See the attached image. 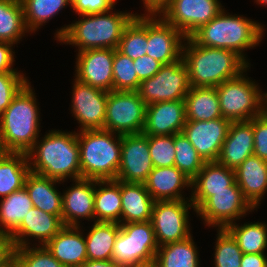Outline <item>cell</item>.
<instances>
[{
    "mask_svg": "<svg viewBox=\"0 0 267 267\" xmlns=\"http://www.w3.org/2000/svg\"><path fill=\"white\" fill-rule=\"evenodd\" d=\"M75 78L103 91L113 90L114 49H89L77 53Z\"/></svg>",
    "mask_w": 267,
    "mask_h": 267,
    "instance_id": "ac0fdd59",
    "label": "cell"
},
{
    "mask_svg": "<svg viewBox=\"0 0 267 267\" xmlns=\"http://www.w3.org/2000/svg\"><path fill=\"white\" fill-rule=\"evenodd\" d=\"M262 114L267 118V93H262Z\"/></svg>",
    "mask_w": 267,
    "mask_h": 267,
    "instance_id": "db71d44e",
    "label": "cell"
},
{
    "mask_svg": "<svg viewBox=\"0 0 267 267\" xmlns=\"http://www.w3.org/2000/svg\"><path fill=\"white\" fill-rule=\"evenodd\" d=\"M190 89L183 59L164 64L151 78L140 82L137 90L146 106L157 102L184 100Z\"/></svg>",
    "mask_w": 267,
    "mask_h": 267,
    "instance_id": "30bf717a",
    "label": "cell"
},
{
    "mask_svg": "<svg viewBox=\"0 0 267 267\" xmlns=\"http://www.w3.org/2000/svg\"><path fill=\"white\" fill-rule=\"evenodd\" d=\"M119 230V223L94 221L85 236L88 260H112L114 243Z\"/></svg>",
    "mask_w": 267,
    "mask_h": 267,
    "instance_id": "1f68e13d",
    "label": "cell"
},
{
    "mask_svg": "<svg viewBox=\"0 0 267 267\" xmlns=\"http://www.w3.org/2000/svg\"><path fill=\"white\" fill-rule=\"evenodd\" d=\"M21 2L25 25L30 33H35L44 23L58 15L60 10L67 8V5L70 7L72 5L70 0H21Z\"/></svg>",
    "mask_w": 267,
    "mask_h": 267,
    "instance_id": "74e56055",
    "label": "cell"
},
{
    "mask_svg": "<svg viewBox=\"0 0 267 267\" xmlns=\"http://www.w3.org/2000/svg\"><path fill=\"white\" fill-rule=\"evenodd\" d=\"M225 8L209 23L201 26L190 38L198 45L232 50L246 59L245 50L253 49L264 37V26L243 15L227 14Z\"/></svg>",
    "mask_w": 267,
    "mask_h": 267,
    "instance_id": "277c9868",
    "label": "cell"
},
{
    "mask_svg": "<svg viewBox=\"0 0 267 267\" xmlns=\"http://www.w3.org/2000/svg\"><path fill=\"white\" fill-rule=\"evenodd\" d=\"M136 74L140 81L153 77L162 67V63L151 56L144 55L134 60Z\"/></svg>",
    "mask_w": 267,
    "mask_h": 267,
    "instance_id": "7dc6e473",
    "label": "cell"
},
{
    "mask_svg": "<svg viewBox=\"0 0 267 267\" xmlns=\"http://www.w3.org/2000/svg\"><path fill=\"white\" fill-rule=\"evenodd\" d=\"M28 82V77L23 73L0 74V116Z\"/></svg>",
    "mask_w": 267,
    "mask_h": 267,
    "instance_id": "ee69618b",
    "label": "cell"
},
{
    "mask_svg": "<svg viewBox=\"0 0 267 267\" xmlns=\"http://www.w3.org/2000/svg\"><path fill=\"white\" fill-rule=\"evenodd\" d=\"M192 181L176 166L154 167L144 185L154 201L185 200V187Z\"/></svg>",
    "mask_w": 267,
    "mask_h": 267,
    "instance_id": "d4e9b609",
    "label": "cell"
},
{
    "mask_svg": "<svg viewBox=\"0 0 267 267\" xmlns=\"http://www.w3.org/2000/svg\"><path fill=\"white\" fill-rule=\"evenodd\" d=\"M81 226H64L44 246L65 267H80L87 258Z\"/></svg>",
    "mask_w": 267,
    "mask_h": 267,
    "instance_id": "cb8c5ba5",
    "label": "cell"
},
{
    "mask_svg": "<svg viewBox=\"0 0 267 267\" xmlns=\"http://www.w3.org/2000/svg\"><path fill=\"white\" fill-rule=\"evenodd\" d=\"M1 267H18L16 258L13 256L6 264Z\"/></svg>",
    "mask_w": 267,
    "mask_h": 267,
    "instance_id": "11a10c76",
    "label": "cell"
},
{
    "mask_svg": "<svg viewBox=\"0 0 267 267\" xmlns=\"http://www.w3.org/2000/svg\"><path fill=\"white\" fill-rule=\"evenodd\" d=\"M266 253H243L240 267H267Z\"/></svg>",
    "mask_w": 267,
    "mask_h": 267,
    "instance_id": "f907efd6",
    "label": "cell"
},
{
    "mask_svg": "<svg viewBox=\"0 0 267 267\" xmlns=\"http://www.w3.org/2000/svg\"><path fill=\"white\" fill-rule=\"evenodd\" d=\"M13 44L0 42V74L1 73H21L13 69L15 52L12 49Z\"/></svg>",
    "mask_w": 267,
    "mask_h": 267,
    "instance_id": "c3c4849f",
    "label": "cell"
},
{
    "mask_svg": "<svg viewBox=\"0 0 267 267\" xmlns=\"http://www.w3.org/2000/svg\"><path fill=\"white\" fill-rule=\"evenodd\" d=\"M146 13H158L169 0H142Z\"/></svg>",
    "mask_w": 267,
    "mask_h": 267,
    "instance_id": "816d5d0a",
    "label": "cell"
},
{
    "mask_svg": "<svg viewBox=\"0 0 267 267\" xmlns=\"http://www.w3.org/2000/svg\"><path fill=\"white\" fill-rule=\"evenodd\" d=\"M174 146L175 166L192 181L202 169L205 161L183 133L174 134Z\"/></svg>",
    "mask_w": 267,
    "mask_h": 267,
    "instance_id": "f35d334b",
    "label": "cell"
},
{
    "mask_svg": "<svg viewBox=\"0 0 267 267\" xmlns=\"http://www.w3.org/2000/svg\"><path fill=\"white\" fill-rule=\"evenodd\" d=\"M250 67L216 87L222 117L231 122L250 121L262 114L263 91L245 74Z\"/></svg>",
    "mask_w": 267,
    "mask_h": 267,
    "instance_id": "52a82bcc",
    "label": "cell"
},
{
    "mask_svg": "<svg viewBox=\"0 0 267 267\" xmlns=\"http://www.w3.org/2000/svg\"><path fill=\"white\" fill-rule=\"evenodd\" d=\"M7 151L5 150L3 143H2V138H1V130H0V156L5 155Z\"/></svg>",
    "mask_w": 267,
    "mask_h": 267,
    "instance_id": "6f0895ef",
    "label": "cell"
},
{
    "mask_svg": "<svg viewBox=\"0 0 267 267\" xmlns=\"http://www.w3.org/2000/svg\"><path fill=\"white\" fill-rule=\"evenodd\" d=\"M223 9L220 0H169L157 14L188 38Z\"/></svg>",
    "mask_w": 267,
    "mask_h": 267,
    "instance_id": "7c38bea8",
    "label": "cell"
},
{
    "mask_svg": "<svg viewBox=\"0 0 267 267\" xmlns=\"http://www.w3.org/2000/svg\"><path fill=\"white\" fill-rule=\"evenodd\" d=\"M186 198L187 200L154 201L151 223L159 247L192 235L188 209L195 211V207L191 202V196Z\"/></svg>",
    "mask_w": 267,
    "mask_h": 267,
    "instance_id": "8fae6325",
    "label": "cell"
},
{
    "mask_svg": "<svg viewBox=\"0 0 267 267\" xmlns=\"http://www.w3.org/2000/svg\"><path fill=\"white\" fill-rule=\"evenodd\" d=\"M145 115L146 104L137 91H109L103 130L119 135L140 134Z\"/></svg>",
    "mask_w": 267,
    "mask_h": 267,
    "instance_id": "9c48e42d",
    "label": "cell"
},
{
    "mask_svg": "<svg viewBox=\"0 0 267 267\" xmlns=\"http://www.w3.org/2000/svg\"><path fill=\"white\" fill-rule=\"evenodd\" d=\"M217 230L214 267H240L243 253L236 240L226 229Z\"/></svg>",
    "mask_w": 267,
    "mask_h": 267,
    "instance_id": "60d3db41",
    "label": "cell"
},
{
    "mask_svg": "<svg viewBox=\"0 0 267 267\" xmlns=\"http://www.w3.org/2000/svg\"><path fill=\"white\" fill-rule=\"evenodd\" d=\"M254 210L242 191H220L212 192L195 212L204 220V225L225 229Z\"/></svg>",
    "mask_w": 267,
    "mask_h": 267,
    "instance_id": "4fadbf2b",
    "label": "cell"
},
{
    "mask_svg": "<svg viewBox=\"0 0 267 267\" xmlns=\"http://www.w3.org/2000/svg\"><path fill=\"white\" fill-rule=\"evenodd\" d=\"M14 256V245L10 235L0 232V267Z\"/></svg>",
    "mask_w": 267,
    "mask_h": 267,
    "instance_id": "681fc988",
    "label": "cell"
},
{
    "mask_svg": "<svg viewBox=\"0 0 267 267\" xmlns=\"http://www.w3.org/2000/svg\"><path fill=\"white\" fill-rule=\"evenodd\" d=\"M232 223L225 229L236 240L242 253H264L267 249V224L264 222Z\"/></svg>",
    "mask_w": 267,
    "mask_h": 267,
    "instance_id": "d590c367",
    "label": "cell"
},
{
    "mask_svg": "<svg viewBox=\"0 0 267 267\" xmlns=\"http://www.w3.org/2000/svg\"><path fill=\"white\" fill-rule=\"evenodd\" d=\"M184 102L187 120L209 121L222 117L216 87H190Z\"/></svg>",
    "mask_w": 267,
    "mask_h": 267,
    "instance_id": "f546056e",
    "label": "cell"
},
{
    "mask_svg": "<svg viewBox=\"0 0 267 267\" xmlns=\"http://www.w3.org/2000/svg\"><path fill=\"white\" fill-rule=\"evenodd\" d=\"M31 246L14 248L18 267H65L45 246Z\"/></svg>",
    "mask_w": 267,
    "mask_h": 267,
    "instance_id": "b9f144b4",
    "label": "cell"
},
{
    "mask_svg": "<svg viewBox=\"0 0 267 267\" xmlns=\"http://www.w3.org/2000/svg\"><path fill=\"white\" fill-rule=\"evenodd\" d=\"M121 53L132 60L146 55L147 50V13L137 14L124 28L119 46Z\"/></svg>",
    "mask_w": 267,
    "mask_h": 267,
    "instance_id": "8d00e7d4",
    "label": "cell"
},
{
    "mask_svg": "<svg viewBox=\"0 0 267 267\" xmlns=\"http://www.w3.org/2000/svg\"><path fill=\"white\" fill-rule=\"evenodd\" d=\"M63 227L62 216H56L33 207L10 236L14 248L30 246L31 238L38 240V246H44Z\"/></svg>",
    "mask_w": 267,
    "mask_h": 267,
    "instance_id": "44dd1931",
    "label": "cell"
},
{
    "mask_svg": "<svg viewBox=\"0 0 267 267\" xmlns=\"http://www.w3.org/2000/svg\"><path fill=\"white\" fill-rule=\"evenodd\" d=\"M254 153V132L250 121L231 122L217 162L227 168L237 167Z\"/></svg>",
    "mask_w": 267,
    "mask_h": 267,
    "instance_id": "603a6c76",
    "label": "cell"
},
{
    "mask_svg": "<svg viewBox=\"0 0 267 267\" xmlns=\"http://www.w3.org/2000/svg\"><path fill=\"white\" fill-rule=\"evenodd\" d=\"M77 15L97 14L112 9L117 0H70Z\"/></svg>",
    "mask_w": 267,
    "mask_h": 267,
    "instance_id": "bcb514c9",
    "label": "cell"
},
{
    "mask_svg": "<svg viewBox=\"0 0 267 267\" xmlns=\"http://www.w3.org/2000/svg\"><path fill=\"white\" fill-rule=\"evenodd\" d=\"M73 183L69 189L62 193V222L64 226H79L80 219L94 221L96 180L80 178L73 180Z\"/></svg>",
    "mask_w": 267,
    "mask_h": 267,
    "instance_id": "ffe728a7",
    "label": "cell"
},
{
    "mask_svg": "<svg viewBox=\"0 0 267 267\" xmlns=\"http://www.w3.org/2000/svg\"><path fill=\"white\" fill-rule=\"evenodd\" d=\"M158 248L151 221L120 224L112 260L121 267L151 263Z\"/></svg>",
    "mask_w": 267,
    "mask_h": 267,
    "instance_id": "ba28073f",
    "label": "cell"
},
{
    "mask_svg": "<svg viewBox=\"0 0 267 267\" xmlns=\"http://www.w3.org/2000/svg\"><path fill=\"white\" fill-rule=\"evenodd\" d=\"M186 120L184 100L150 104L146 106L142 133L148 136L182 133Z\"/></svg>",
    "mask_w": 267,
    "mask_h": 267,
    "instance_id": "7402d4cb",
    "label": "cell"
},
{
    "mask_svg": "<svg viewBox=\"0 0 267 267\" xmlns=\"http://www.w3.org/2000/svg\"><path fill=\"white\" fill-rule=\"evenodd\" d=\"M148 144L154 167L175 166L174 135L148 136Z\"/></svg>",
    "mask_w": 267,
    "mask_h": 267,
    "instance_id": "7bdbcfd3",
    "label": "cell"
},
{
    "mask_svg": "<svg viewBox=\"0 0 267 267\" xmlns=\"http://www.w3.org/2000/svg\"><path fill=\"white\" fill-rule=\"evenodd\" d=\"M73 82L71 113L80 125L79 131L103 129L108 92L76 78Z\"/></svg>",
    "mask_w": 267,
    "mask_h": 267,
    "instance_id": "9a60e30c",
    "label": "cell"
},
{
    "mask_svg": "<svg viewBox=\"0 0 267 267\" xmlns=\"http://www.w3.org/2000/svg\"><path fill=\"white\" fill-rule=\"evenodd\" d=\"M77 139L81 178L116 180L120 167L122 135L103 129L82 130L77 131Z\"/></svg>",
    "mask_w": 267,
    "mask_h": 267,
    "instance_id": "8992f818",
    "label": "cell"
},
{
    "mask_svg": "<svg viewBox=\"0 0 267 267\" xmlns=\"http://www.w3.org/2000/svg\"><path fill=\"white\" fill-rule=\"evenodd\" d=\"M27 152L30 172L61 182L81 178L77 132L49 130Z\"/></svg>",
    "mask_w": 267,
    "mask_h": 267,
    "instance_id": "6da1fadb",
    "label": "cell"
},
{
    "mask_svg": "<svg viewBox=\"0 0 267 267\" xmlns=\"http://www.w3.org/2000/svg\"><path fill=\"white\" fill-rule=\"evenodd\" d=\"M29 173L27 153L7 152L0 156V197L22 189Z\"/></svg>",
    "mask_w": 267,
    "mask_h": 267,
    "instance_id": "4dcf8cb0",
    "label": "cell"
},
{
    "mask_svg": "<svg viewBox=\"0 0 267 267\" xmlns=\"http://www.w3.org/2000/svg\"><path fill=\"white\" fill-rule=\"evenodd\" d=\"M135 70L134 60L114 49L113 91H137L141 81Z\"/></svg>",
    "mask_w": 267,
    "mask_h": 267,
    "instance_id": "ab89813d",
    "label": "cell"
},
{
    "mask_svg": "<svg viewBox=\"0 0 267 267\" xmlns=\"http://www.w3.org/2000/svg\"><path fill=\"white\" fill-rule=\"evenodd\" d=\"M231 121L223 117L209 121L186 120L182 133L205 162L217 161Z\"/></svg>",
    "mask_w": 267,
    "mask_h": 267,
    "instance_id": "e0dca14e",
    "label": "cell"
},
{
    "mask_svg": "<svg viewBox=\"0 0 267 267\" xmlns=\"http://www.w3.org/2000/svg\"><path fill=\"white\" fill-rule=\"evenodd\" d=\"M191 202L195 211L212 196V192L241 191L235 179V170L217 161L205 162L191 183Z\"/></svg>",
    "mask_w": 267,
    "mask_h": 267,
    "instance_id": "d6986e66",
    "label": "cell"
},
{
    "mask_svg": "<svg viewBox=\"0 0 267 267\" xmlns=\"http://www.w3.org/2000/svg\"><path fill=\"white\" fill-rule=\"evenodd\" d=\"M60 182L30 172L26 176L24 187L32 200L33 207L56 216H62V193L55 186L61 184Z\"/></svg>",
    "mask_w": 267,
    "mask_h": 267,
    "instance_id": "83f0119b",
    "label": "cell"
},
{
    "mask_svg": "<svg viewBox=\"0 0 267 267\" xmlns=\"http://www.w3.org/2000/svg\"><path fill=\"white\" fill-rule=\"evenodd\" d=\"M30 33L25 25L21 0H0V42L13 45Z\"/></svg>",
    "mask_w": 267,
    "mask_h": 267,
    "instance_id": "e575fe53",
    "label": "cell"
},
{
    "mask_svg": "<svg viewBox=\"0 0 267 267\" xmlns=\"http://www.w3.org/2000/svg\"><path fill=\"white\" fill-rule=\"evenodd\" d=\"M28 82L0 116L2 143L7 152L27 153L39 138L40 111Z\"/></svg>",
    "mask_w": 267,
    "mask_h": 267,
    "instance_id": "5b68a950",
    "label": "cell"
},
{
    "mask_svg": "<svg viewBox=\"0 0 267 267\" xmlns=\"http://www.w3.org/2000/svg\"><path fill=\"white\" fill-rule=\"evenodd\" d=\"M121 224L151 221L154 200L144 184L120 181Z\"/></svg>",
    "mask_w": 267,
    "mask_h": 267,
    "instance_id": "4316f807",
    "label": "cell"
},
{
    "mask_svg": "<svg viewBox=\"0 0 267 267\" xmlns=\"http://www.w3.org/2000/svg\"><path fill=\"white\" fill-rule=\"evenodd\" d=\"M33 208L25 187L0 200V232L11 235Z\"/></svg>",
    "mask_w": 267,
    "mask_h": 267,
    "instance_id": "836d02e7",
    "label": "cell"
},
{
    "mask_svg": "<svg viewBox=\"0 0 267 267\" xmlns=\"http://www.w3.org/2000/svg\"><path fill=\"white\" fill-rule=\"evenodd\" d=\"M153 168L148 135H122L120 167L116 180L144 184Z\"/></svg>",
    "mask_w": 267,
    "mask_h": 267,
    "instance_id": "2e32d148",
    "label": "cell"
},
{
    "mask_svg": "<svg viewBox=\"0 0 267 267\" xmlns=\"http://www.w3.org/2000/svg\"><path fill=\"white\" fill-rule=\"evenodd\" d=\"M255 2L259 5L267 7V0H255Z\"/></svg>",
    "mask_w": 267,
    "mask_h": 267,
    "instance_id": "680465c9",
    "label": "cell"
},
{
    "mask_svg": "<svg viewBox=\"0 0 267 267\" xmlns=\"http://www.w3.org/2000/svg\"><path fill=\"white\" fill-rule=\"evenodd\" d=\"M235 179L244 198L256 209L267 192V161L248 157L235 170Z\"/></svg>",
    "mask_w": 267,
    "mask_h": 267,
    "instance_id": "484cf974",
    "label": "cell"
},
{
    "mask_svg": "<svg viewBox=\"0 0 267 267\" xmlns=\"http://www.w3.org/2000/svg\"><path fill=\"white\" fill-rule=\"evenodd\" d=\"M186 38L180 30L167 23L159 14L147 13L146 55L163 65L173 63L182 58Z\"/></svg>",
    "mask_w": 267,
    "mask_h": 267,
    "instance_id": "5bb4252c",
    "label": "cell"
},
{
    "mask_svg": "<svg viewBox=\"0 0 267 267\" xmlns=\"http://www.w3.org/2000/svg\"><path fill=\"white\" fill-rule=\"evenodd\" d=\"M126 267H156L154 262L151 263H143V264H139V265H130V266H126Z\"/></svg>",
    "mask_w": 267,
    "mask_h": 267,
    "instance_id": "9f6ffc18",
    "label": "cell"
},
{
    "mask_svg": "<svg viewBox=\"0 0 267 267\" xmlns=\"http://www.w3.org/2000/svg\"><path fill=\"white\" fill-rule=\"evenodd\" d=\"M112 10L113 8L103 13L79 15L78 21L58 29L54 37L62 44L78 47V52L99 48L117 49L124 28L136 13H112Z\"/></svg>",
    "mask_w": 267,
    "mask_h": 267,
    "instance_id": "7a4b0ae2",
    "label": "cell"
},
{
    "mask_svg": "<svg viewBox=\"0 0 267 267\" xmlns=\"http://www.w3.org/2000/svg\"><path fill=\"white\" fill-rule=\"evenodd\" d=\"M254 132L253 155L267 161V118L261 114L251 119Z\"/></svg>",
    "mask_w": 267,
    "mask_h": 267,
    "instance_id": "f6af8a7d",
    "label": "cell"
},
{
    "mask_svg": "<svg viewBox=\"0 0 267 267\" xmlns=\"http://www.w3.org/2000/svg\"><path fill=\"white\" fill-rule=\"evenodd\" d=\"M182 59L188 70L190 87H217L250 66L232 50L204 47L190 37L184 42Z\"/></svg>",
    "mask_w": 267,
    "mask_h": 267,
    "instance_id": "3957f363",
    "label": "cell"
},
{
    "mask_svg": "<svg viewBox=\"0 0 267 267\" xmlns=\"http://www.w3.org/2000/svg\"><path fill=\"white\" fill-rule=\"evenodd\" d=\"M199 253L192 235L184 240L160 246L156 252V267H200Z\"/></svg>",
    "mask_w": 267,
    "mask_h": 267,
    "instance_id": "d6a6232c",
    "label": "cell"
},
{
    "mask_svg": "<svg viewBox=\"0 0 267 267\" xmlns=\"http://www.w3.org/2000/svg\"><path fill=\"white\" fill-rule=\"evenodd\" d=\"M80 267H121L117 265L113 260L101 261V260H86Z\"/></svg>",
    "mask_w": 267,
    "mask_h": 267,
    "instance_id": "f5cc1de1",
    "label": "cell"
},
{
    "mask_svg": "<svg viewBox=\"0 0 267 267\" xmlns=\"http://www.w3.org/2000/svg\"><path fill=\"white\" fill-rule=\"evenodd\" d=\"M121 208L120 181L96 180L94 196L95 222H116L121 224Z\"/></svg>",
    "mask_w": 267,
    "mask_h": 267,
    "instance_id": "f1b7e54d",
    "label": "cell"
}]
</instances>
